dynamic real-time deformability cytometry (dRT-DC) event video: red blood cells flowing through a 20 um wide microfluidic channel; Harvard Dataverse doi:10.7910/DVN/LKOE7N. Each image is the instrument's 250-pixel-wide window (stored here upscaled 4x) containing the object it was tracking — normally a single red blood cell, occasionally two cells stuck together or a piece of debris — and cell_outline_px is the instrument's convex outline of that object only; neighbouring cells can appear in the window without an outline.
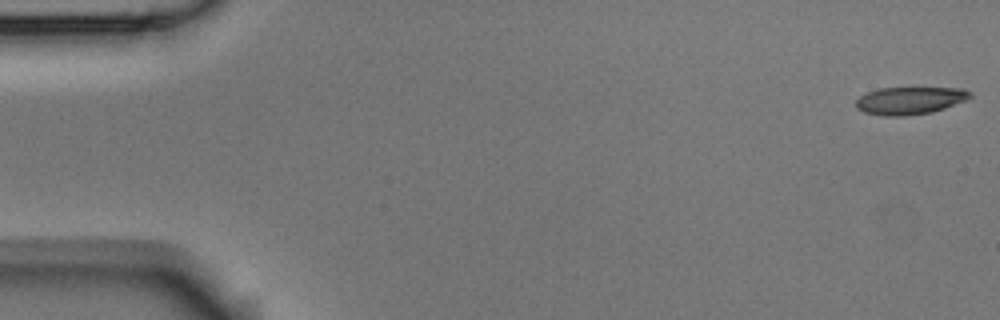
{"species": "Egyptian fruit bat (a non-hibernating species)", "species_latin": "Rousettus aegyptiacus", "temperature_condition": "room temperature", "stored_images_in_passage": 4, "camera_frame_rate_fps": 3000, "um_per_image_px": 0.085, "animal": {"sex": "male"}, "frame": {"image": 1, "passage_image": 1, "time_ms": 0.0, "image_size_px": [1000, 320], "cell_outline_px": [[972, 96], [964, 100], [944, 108], [932, 112], [904, 116], [884, 116], [864, 112], [856, 108], [856, 100], [860, 96], [868, 92], [880, 88], [964, 88], [972, 92]], "centroid_in_image_um": [77.33, 8.54], "position_along_channel_um": 7.7, "area_um2": 18.21}}